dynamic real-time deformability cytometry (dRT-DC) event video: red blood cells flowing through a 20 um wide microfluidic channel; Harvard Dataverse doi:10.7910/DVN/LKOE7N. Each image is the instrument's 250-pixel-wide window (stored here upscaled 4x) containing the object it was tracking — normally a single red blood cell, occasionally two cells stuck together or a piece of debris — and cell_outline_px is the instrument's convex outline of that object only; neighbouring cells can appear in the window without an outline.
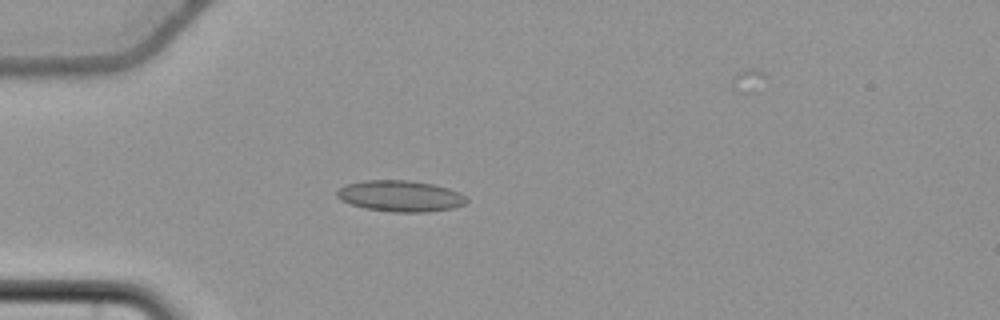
{"species": "common noctule bat (a hibernating species)", "species_latin": "Nyctalus noctula", "temperature_condition": "cold", "stored_images_in_passage": 52, "camera_frame_rate_fps": 3000, "um_per_image_px": 0.085, "animal": {"sex": "female", "body_mass_g": 22.7, "forearm_length_mm": 54.2}, "frame": {"image": 1, "passage_image": 17, "time_ms": 5.333, "image_size_px": [1000, 320], "cell_outline_px": [[468, 200], [464, 204], [456, 208], [428, 212], [392, 212], [364, 208], [340, 200], [336, 196], [336, 192], [344, 184], [364, 180], [408, 180], [432, 184], [448, 188], [460, 192]], "centroid_in_image_um": [34.02, 16.66], "position_along_channel_um": 51.0, "area_um2": 23.7}}
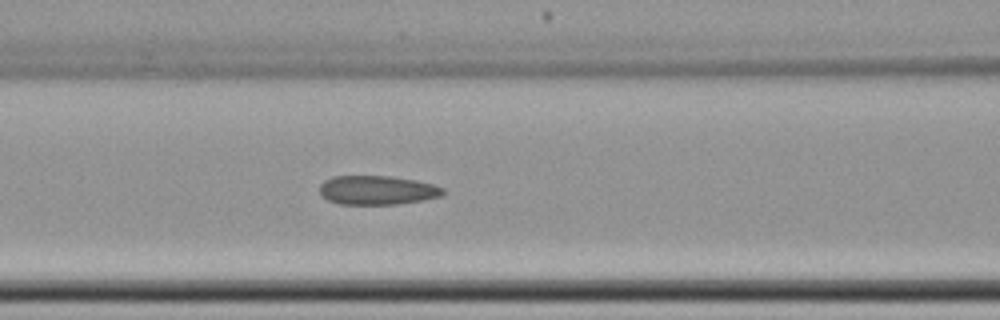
{"frame": {"image": 2, "passage_image": 25, "time_ms": 8.0, "image_size_px": [1000, 320], "cell_outline_px": [[444, 192], [440, 196], [424, 200], [396, 204], [340, 204], [328, 200], [320, 196], [320, 184], [324, 180], [332, 176], [392, 176], [416, 180], [432, 184], [444, 188]], "centroid_in_image_um": [32.03, 16.16], "position_along_channel_um": 134.6, "area_um2": 20.98}}
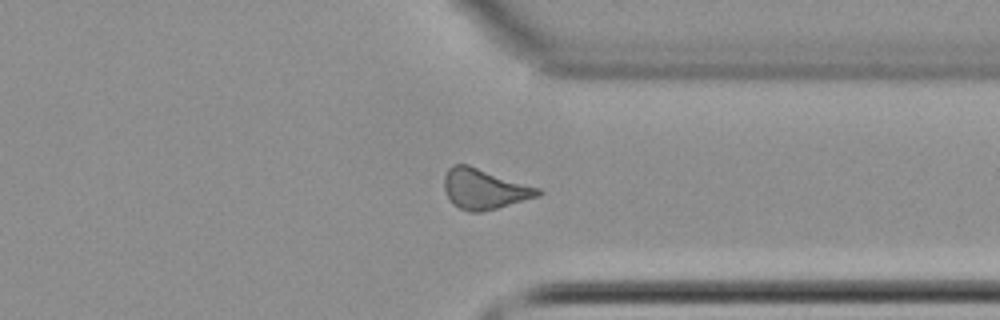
{"frame": {"image": 3, "passage_image": 44, "time_ms": 14.333, "image_size_px": [1000, 320], "cell_outline_px": [[544, 192], [540, 196], [484, 212], [468, 212], [452, 204], [444, 188], [444, 176], [448, 168], [452, 164], [468, 164], [540, 188]], "centroid_in_image_um": [41.18, 16.06], "position_along_channel_um": 370.2, "area_um2": 22.25}}